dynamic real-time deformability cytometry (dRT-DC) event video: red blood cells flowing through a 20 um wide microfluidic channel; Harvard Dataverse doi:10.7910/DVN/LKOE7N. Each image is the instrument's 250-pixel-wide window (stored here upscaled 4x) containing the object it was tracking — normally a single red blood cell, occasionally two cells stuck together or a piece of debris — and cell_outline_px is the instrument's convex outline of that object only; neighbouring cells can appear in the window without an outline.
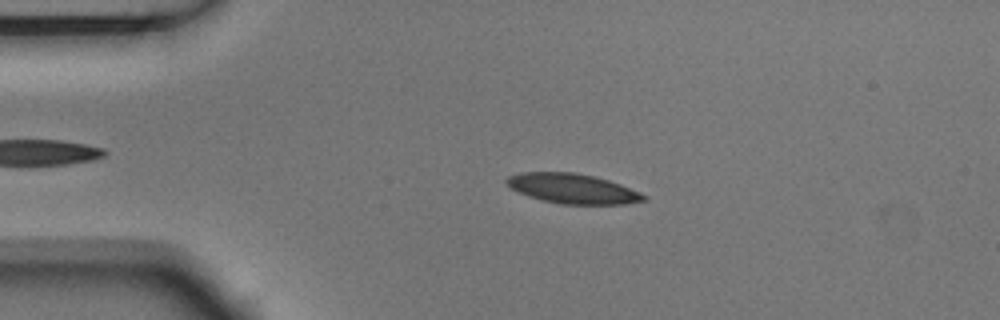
{"species": "Egyptian fruit bat (a non-hibernating species)", "species_latin": "Rousettus aegyptiacus", "temperature_condition": "room temperature", "stored_images_in_passage": 4, "camera_frame_rate_fps": 3000, "um_per_image_px": 0.085, "animal": {"sex": "male"}, "frame": {"image": 1, "passage_image": 3, "time_ms": 0.667, "image_size_px": [1000, 320], "cell_outline_px": [[648, 200], [624, 204], [560, 204], [528, 196], [512, 188], [504, 180], [508, 176], [520, 172], [572, 172], [592, 176], [608, 180], [620, 184], [640, 192], [648, 196]], "centroid_in_image_um": [48.7, 16.03], "position_along_channel_um": 36.3, "area_um2": 23.7}}